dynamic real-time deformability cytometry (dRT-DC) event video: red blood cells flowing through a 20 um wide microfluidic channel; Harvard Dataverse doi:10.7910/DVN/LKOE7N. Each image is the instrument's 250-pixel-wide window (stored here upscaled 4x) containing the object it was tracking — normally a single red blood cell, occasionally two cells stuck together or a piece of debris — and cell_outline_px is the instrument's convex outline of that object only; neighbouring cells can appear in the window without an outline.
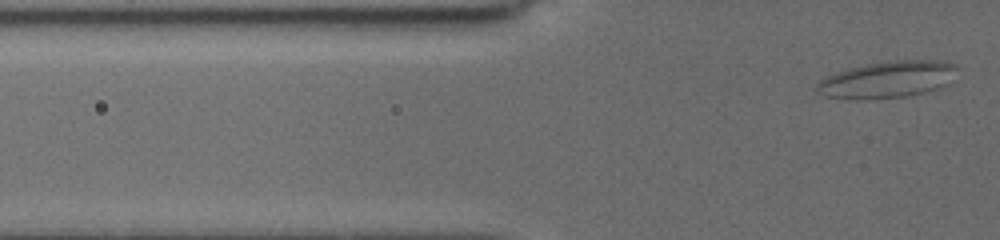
{"species": "common noctule bat (a hibernating species)", "species_latin": "Nyctalus noctula", "temperature_condition": "cold", "stored_images_in_passage": 5, "camera_frame_rate_fps": 3000, "um_per_image_px": 0.085, "animal": {"sex": "female", "body_mass_g": 19.5, "forearm_length_mm": 54.1}, "frame": {"image": 1, "passage_image": 5, "time_ms": 3.667, "image_size_px": [1000, 240], "cell_outline_px": [[956, 68], [944, 84], [940, 88], [908, 96], [868, 100], [852, 100], [824, 96], [816, 92], [816, 84], [824, 76], [852, 68], [868, 64], [896, 60], [936, 60], [952, 64]], "centroid_in_image_um": [75.31, 6.79], "position_along_channel_um": 50.5, "area_um2": 29.71}}